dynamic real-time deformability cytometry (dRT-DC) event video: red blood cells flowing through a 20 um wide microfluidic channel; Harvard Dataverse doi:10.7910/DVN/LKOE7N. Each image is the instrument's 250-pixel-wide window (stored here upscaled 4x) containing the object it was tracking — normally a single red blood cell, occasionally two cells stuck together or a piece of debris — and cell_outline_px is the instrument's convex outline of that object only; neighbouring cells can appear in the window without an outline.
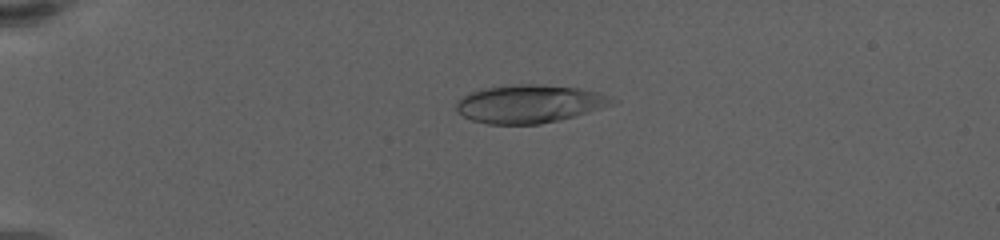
{"species": "human", "species_latin": "Homo sapiens", "temperature_condition": "warm", "stored_images_in_passage": 57, "camera_frame_rate_fps": 3000, "um_per_image_px": 0.085, "donor": {"sex": "female"}, "frame": {"image": 1, "passage_image": 11, "time_ms": 3.333, "image_size_px": [1000, 240], "cell_outline_px": [[620, 100], [612, 104], [600, 108], [560, 120], [540, 124], [488, 124], [472, 120], [456, 112], [456, 104], [468, 92], [480, 88], [516, 84], [536, 84], [580, 88], [596, 92]], "centroid_in_image_um": [44.97, 8.82], "position_along_channel_um": 40.0, "area_um2": 34.56}}
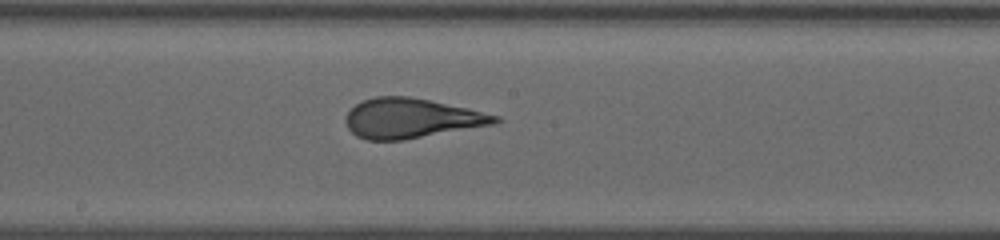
{"frame": {"image": 2, "passage_image": 31, "time_ms": 10.0, "image_size_px": [1000, 240], "cell_outline_px": [[504, 120], [496, 124], [404, 140], [368, 140], [356, 136], [348, 128], [344, 120], [348, 112], [356, 104], [364, 100], [376, 96], [408, 96], [428, 100], [500, 116]], "centroid_in_image_um": [34.96, 10.07], "position_along_channel_um": 213.2, "area_um2": 34.45}}
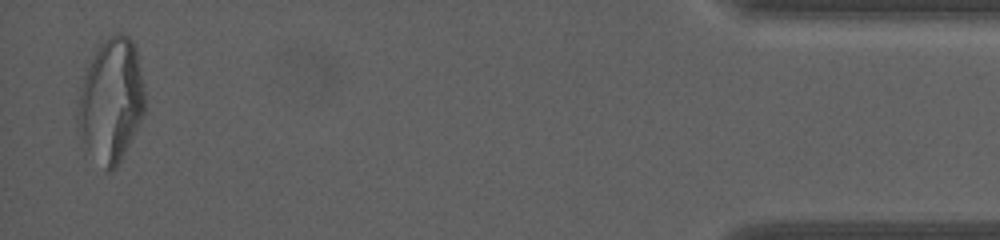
{"frame": {"image": 3, "passage_image": 56, "time_ms": 18.333, "image_size_px": [1000, 240], "cell_outline_px": [[144, 112], [116, 168], [112, 172], [108, 172], [104, 168], [88, 148], [80, 136], [76, 120], [80, 96], [84, 76], [92, 56], [100, 44], [108, 36], [116, 32], [120, 32], [128, 36], [132, 40], [136, 48], [144, 84]], "centroid_in_image_um": [9.45, 8.49], "position_along_channel_um": 425.7, "area_um2": 47.63}}